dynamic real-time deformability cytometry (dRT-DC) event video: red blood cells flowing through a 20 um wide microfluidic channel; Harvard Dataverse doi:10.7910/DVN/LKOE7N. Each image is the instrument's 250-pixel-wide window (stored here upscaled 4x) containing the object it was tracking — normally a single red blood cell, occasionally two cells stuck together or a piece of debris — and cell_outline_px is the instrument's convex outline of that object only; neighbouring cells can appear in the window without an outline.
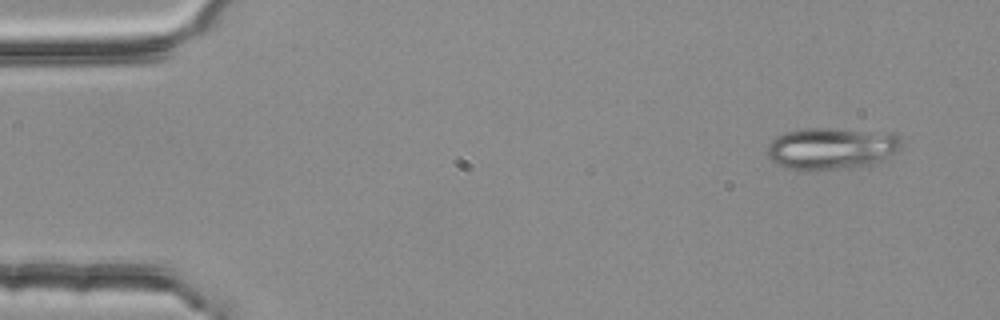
{"species": "common noctule bat (a hibernating species)", "species_latin": "Nyctalus noctula", "temperature_condition": "room temperature", "stored_images_in_passage": 3, "camera_frame_rate_fps": 3000, "um_per_image_px": 0.085, "animal": {"sex": "female", "body_mass_g": 25.1}, "frame": {"image": 1, "passage_image": 1, "time_ms": 0.0, "image_size_px": [1000, 320], "cell_outline_px": [[904, 144], [900, 152], [868, 168], [796, 172], [784, 168], [776, 164], [768, 156], [768, 144], [776, 136], [788, 132], [804, 128], [824, 128], [888, 132], [900, 136]], "centroid_in_image_um": [70.75, 12.67], "position_along_channel_um": 14.2, "area_um2": 34.28}}